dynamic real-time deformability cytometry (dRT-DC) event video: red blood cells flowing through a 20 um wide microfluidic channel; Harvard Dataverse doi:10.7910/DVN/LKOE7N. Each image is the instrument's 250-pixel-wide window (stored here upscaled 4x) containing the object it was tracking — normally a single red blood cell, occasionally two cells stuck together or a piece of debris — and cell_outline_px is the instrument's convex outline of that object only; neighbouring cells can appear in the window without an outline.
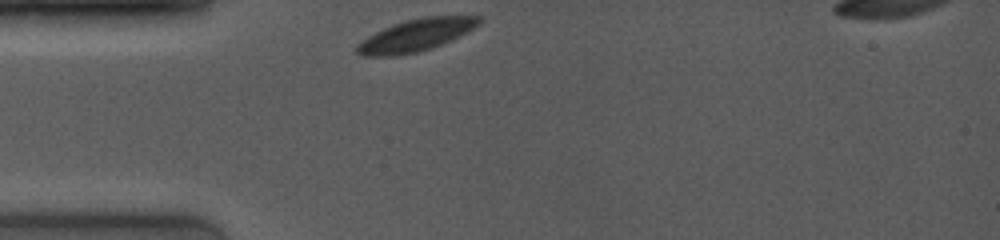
{"species": "common noctule bat (a hibernating species)", "species_latin": "Nyctalus noctula", "temperature_condition": "room temperature", "stored_images_in_passage": 40, "camera_frame_rate_fps": 4000, "um_per_image_px": 0.085, "animal": {"sex": "female", "body_mass_g": 19.0, "forearm_length_mm": 53.3}, "frame": {"image": 1, "passage_image": 1, "time_ms": 0.0, "image_size_px": [1000, 240], "cell_outline_px": [[480, 24], [432, 48], [416, 52], [396, 56], [360, 56], [356, 52], [356, 44], [368, 36], [392, 24], [424, 16], [480, 16]], "centroid_in_image_um": [35.27, 3.0], "position_along_channel_um": 49.7, "area_um2": 22.43}}
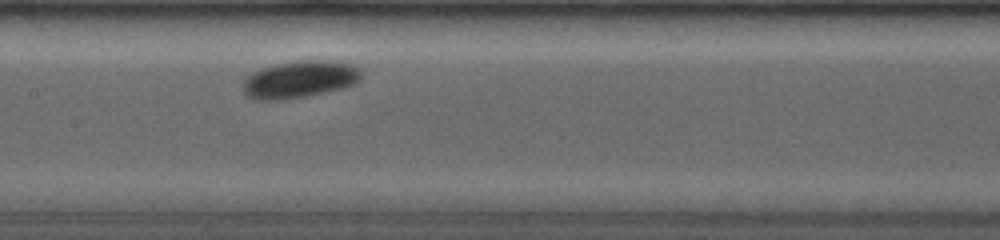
{"frame": {"image": 2, "passage_image": 16, "time_ms": 3.75, "image_size_px": [1000, 240], "cell_outline_px": [[360, 80], [356, 84], [344, 88], [284, 100], [256, 100], [248, 96], [244, 92], [244, 80], [252, 72], [260, 68], [276, 64], [308, 60], [324, 60], [352, 64], [360, 68]], "centroid_in_image_um": [25.48, 6.75], "position_along_channel_um": 181.9, "area_um2": 25.49}}
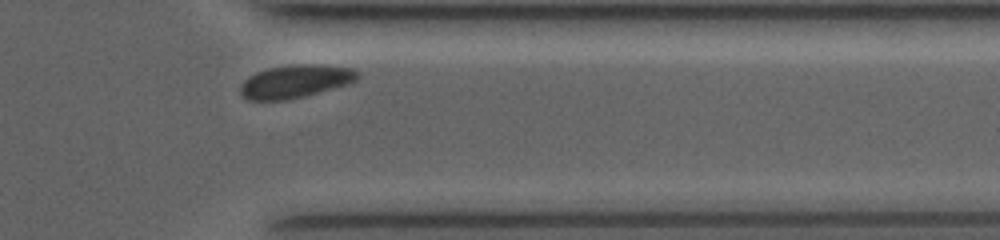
{"frame": {"image": 3, "passage_image": 37, "time_ms": 9.0, "image_size_px": [1000, 240], "cell_outline_px": [[360, 76], [356, 80], [348, 84], [304, 96], [284, 100], [248, 100], [240, 92], [240, 84], [248, 76], [256, 72], [268, 68], [300, 64], [320, 64], [352, 68], [360, 72]], "centroid_in_image_um": [25.11, 6.91], "position_along_channel_um": 386.3, "area_um2": 22.54}}